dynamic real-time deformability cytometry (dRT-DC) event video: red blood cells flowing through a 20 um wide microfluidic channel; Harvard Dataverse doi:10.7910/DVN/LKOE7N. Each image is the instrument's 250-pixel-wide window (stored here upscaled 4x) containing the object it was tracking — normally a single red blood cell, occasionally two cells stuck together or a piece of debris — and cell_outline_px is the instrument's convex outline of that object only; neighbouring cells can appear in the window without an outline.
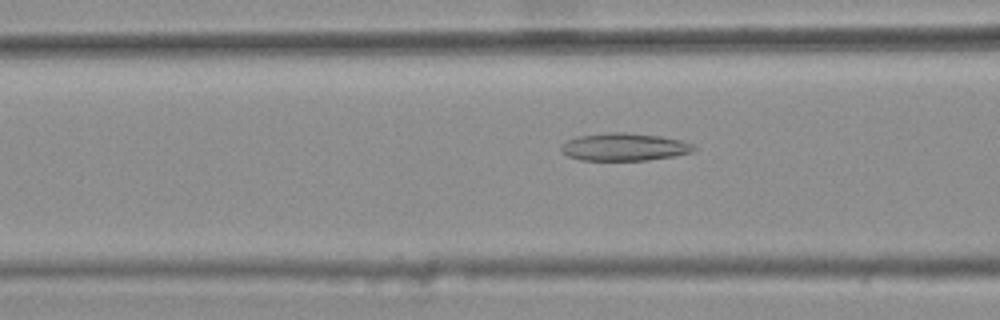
{"species": "common noctule bat (a hibernating species)", "species_latin": "Nyctalus noctula", "temperature_condition": "warm", "stored_images_in_passage": 48, "camera_frame_rate_fps": 3000, "um_per_image_px": 0.085, "animal": {"sex": "female", "body_mass_g": 25.1}, "frame": {"image": 1, "passage_image": 21, "time_ms": 6.667, "image_size_px": [1000, 320], "cell_outline_px": [[696, 148], [692, 152], [672, 156], [648, 160], [580, 160], [568, 156], [560, 148], [560, 144], [568, 140], [580, 136], [608, 132], [624, 132], [660, 136], [680, 140], [692, 144]], "centroid_in_image_um": [53.04, 12.49], "position_along_channel_um": 113.6, "area_um2": 21.21}}
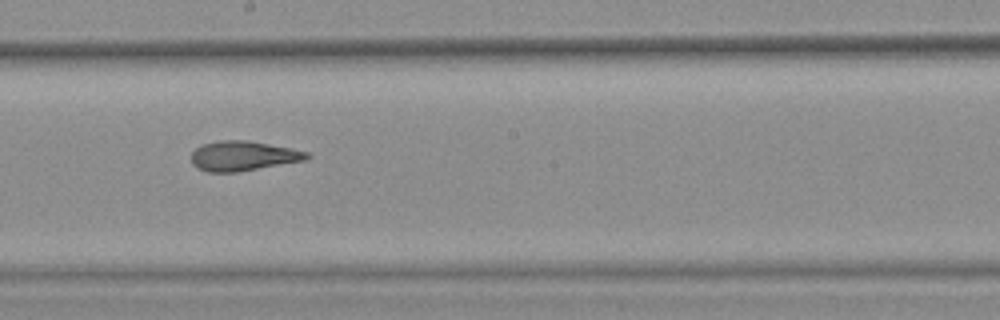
{"frame": {"image": 2, "passage_image": 30, "time_ms": 9.667, "image_size_px": [1000, 320], "cell_outline_px": [[312, 156], [304, 160], [236, 172], [208, 172], [192, 164], [192, 152], [200, 144], [220, 140], [248, 140], [292, 148], [308, 152]], "centroid_in_image_um": [20.66, 13.23], "position_along_channel_um": 227.5, "area_um2": 19.94}}
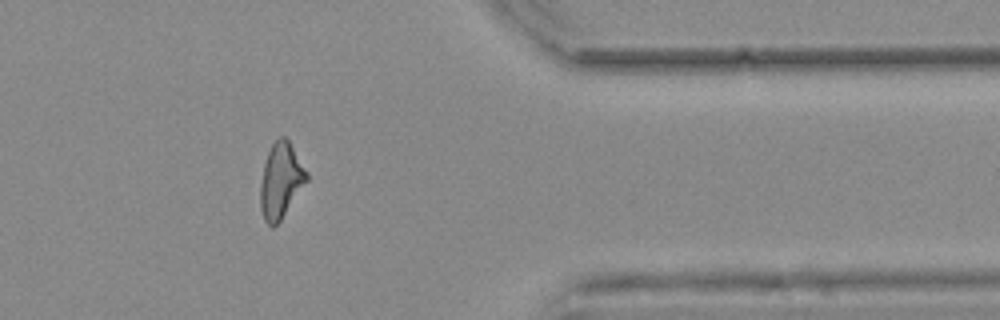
{"frame": {"image": 3, "passage_image": 44, "time_ms": 14.333, "image_size_px": [1000, 320], "cell_outline_px": [[308, 180], [280, 220], [272, 228], [264, 220], [260, 208], [260, 184], [264, 164], [268, 152], [272, 144], [280, 136], [284, 136], [288, 140], [308, 172]], "centroid_in_image_um": [23.86, 15.35], "position_along_channel_um": 387.5, "area_um2": 20.11}, "authors_computed_cell_mechanics": {"area_um2": 20.6057, "velocity_mm_per_s": 3.8017, "shape_relaxation_time_tau1_ms": null, "shape_relaxation_time_tau2_ms": 2.5567, "deformation_change_tau1": null, "deformation_change_tau2": 0.1302}}